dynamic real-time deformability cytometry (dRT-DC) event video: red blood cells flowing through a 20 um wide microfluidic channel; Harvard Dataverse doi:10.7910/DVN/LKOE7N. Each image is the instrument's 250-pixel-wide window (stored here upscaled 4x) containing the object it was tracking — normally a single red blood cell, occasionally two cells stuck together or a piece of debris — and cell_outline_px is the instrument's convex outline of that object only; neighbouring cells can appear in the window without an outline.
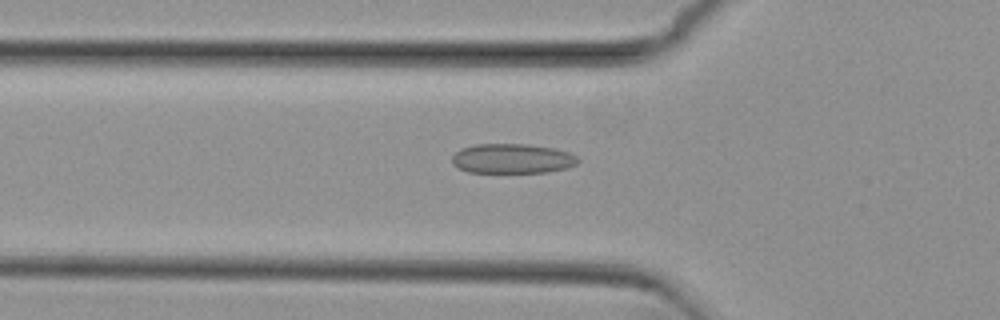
{"species": "common noctule bat (a hibernating species)", "species_latin": "Nyctalus noctula", "temperature_condition": "cold", "stored_images_in_passage": 38, "camera_frame_rate_fps": 3000, "um_per_image_px": 0.085, "animal": {"sex": "female", "body_mass_g": 29.2, "forearm_length_mm": 56.3}, "frame": {"image": 1, "passage_image": 3, "time_ms": 0.667, "image_size_px": [1000, 320], "cell_outline_px": [[580, 160], [576, 164], [568, 168], [548, 172], [468, 172], [452, 164], [452, 156], [460, 148], [476, 144], [528, 144], [552, 148], [568, 152], [576, 156]], "centroid_in_image_um": [43.54, 13.48], "position_along_channel_um": 82.3, "area_um2": 21.79}}
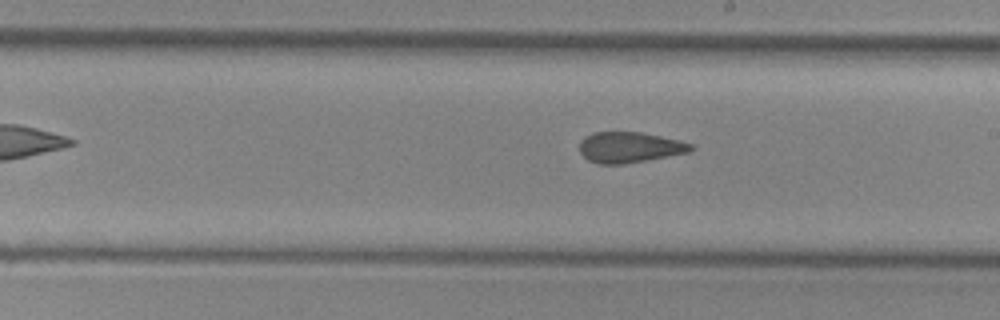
{"frame": {"image": 2, "passage_image": 15, "time_ms": 4.667, "image_size_px": [1000, 320], "cell_outline_px": [[692, 148], [688, 152], [624, 164], [596, 164], [588, 160], [580, 152], [580, 140], [584, 136], [592, 132], [640, 132], [660, 136], [692, 144]], "centroid_in_image_um": [53.43, 12.52], "position_along_channel_um": 235.6, "area_um2": 19.71}}
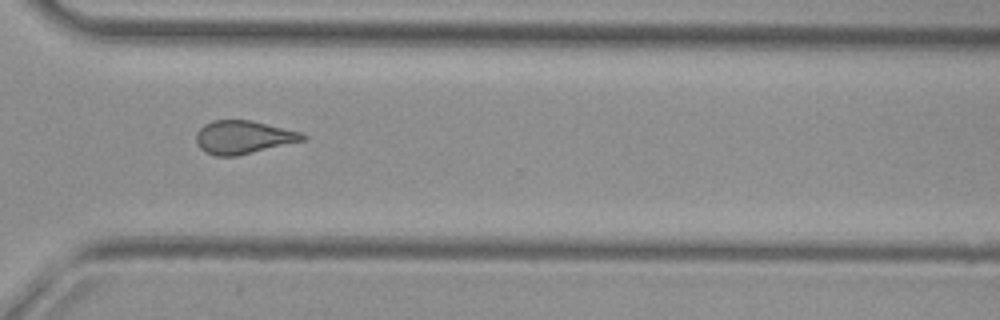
{"frame": {"image": 3, "passage_image": 24, "time_ms": 7.667, "image_size_px": [1000, 320], "cell_outline_px": [[308, 140], [236, 156], [216, 156], [204, 152], [196, 144], [196, 132], [204, 124], [212, 120], [252, 120], [300, 132], [308, 136]], "centroid_in_image_um": [20.69, 11.67], "position_along_channel_um": 349.9, "area_um2": 20.87}, "authors_computed_cell_mechanics": {"area_um2": 20.5768, "velocity_mm_per_s": 3.8122, "shape_relaxation_time_tau1_ms": null, "shape_relaxation_time_tau2_ms": 2.0155, "deformation_change_tau1": null, "deformation_change_tau2": 0.085}}